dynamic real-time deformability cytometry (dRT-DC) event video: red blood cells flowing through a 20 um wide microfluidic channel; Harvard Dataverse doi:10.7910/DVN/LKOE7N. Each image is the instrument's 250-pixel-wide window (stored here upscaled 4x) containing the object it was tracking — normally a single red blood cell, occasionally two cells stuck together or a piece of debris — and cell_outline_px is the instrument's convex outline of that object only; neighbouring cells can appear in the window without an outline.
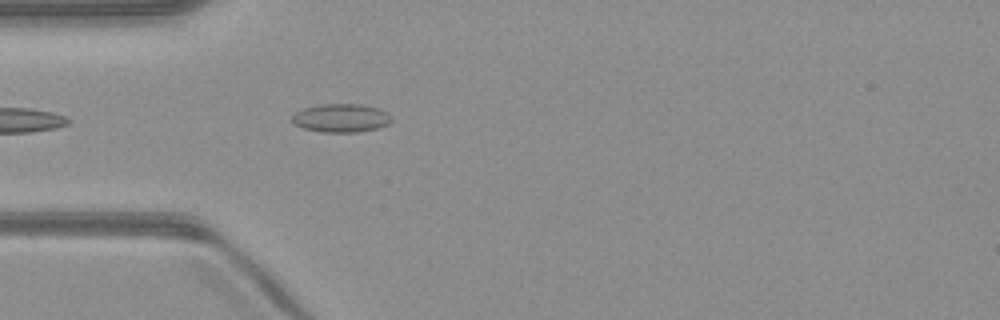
{"species": "common noctule bat (a hibernating species)", "species_latin": "Nyctalus noctula", "temperature_condition": "warm", "stored_images_in_passage": 13, "camera_frame_rate_fps": 3000, "um_per_image_px": 0.085, "animal": {"sex": "male", "body_mass_g": 23.1, "forearm_length_mm": 52.7}, "frame": {"image": 1, "passage_image": 1, "time_ms": 0.0, "image_size_px": [1000, 320], "cell_outline_px": [[392, 120], [388, 124], [380, 128], [360, 132], [320, 132], [304, 128], [296, 124], [292, 120], [292, 116], [296, 112], [304, 108], [320, 104], [360, 104], [376, 108], [388, 112], [392, 116]], "centroid_in_image_um": [29.03, 10.04], "position_along_channel_um": 56.0, "area_um2": 16.53}}
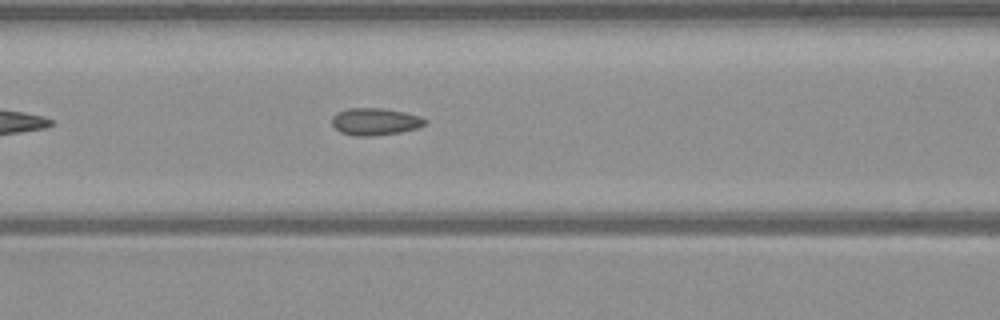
{"frame": {"image": 2, "passage_image": 7, "time_ms": 2.0, "image_size_px": [1000, 320], "cell_outline_px": [[428, 120], [424, 124], [416, 128], [400, 132], [372, 136], [356, 136], [340, 132], [332, 124], [332, 116], [336, 112], [348, 108], [384, 108], [404, 112], [420, 116]], "centroid_in_image_um": [31.86, 10.33], "position_along_channel_um": 134.7, "area_um2": 14.74}}
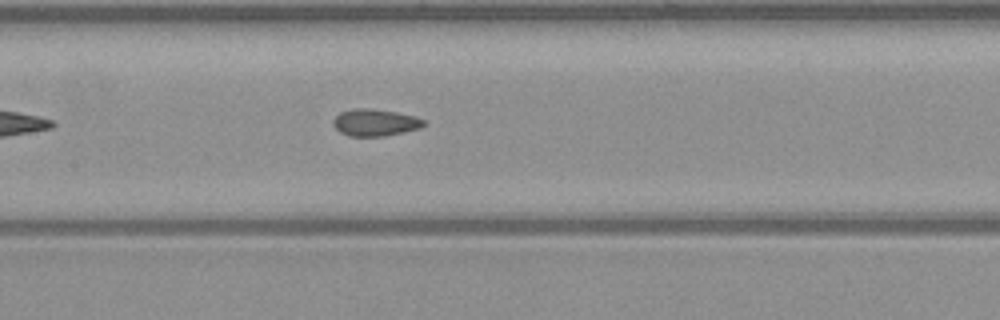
{"frame": {"image": 3, "passage_image": 10, "time_ms": 3.0, "image_size_px": [1000, 320], "cell_outline_px": [[424, 124], [420, 128], [404, 132], [384, 136], [348, 136], [340, 132], [332, 124], [332, 120], [340, 112], [352, 108], [368, 108], [396, 112], [416, 116], [424, 120]], "centroid_in_image_um": [31.85, 10.41], "position_along_channel_um": 175.5, "area_um2": 14.28}}